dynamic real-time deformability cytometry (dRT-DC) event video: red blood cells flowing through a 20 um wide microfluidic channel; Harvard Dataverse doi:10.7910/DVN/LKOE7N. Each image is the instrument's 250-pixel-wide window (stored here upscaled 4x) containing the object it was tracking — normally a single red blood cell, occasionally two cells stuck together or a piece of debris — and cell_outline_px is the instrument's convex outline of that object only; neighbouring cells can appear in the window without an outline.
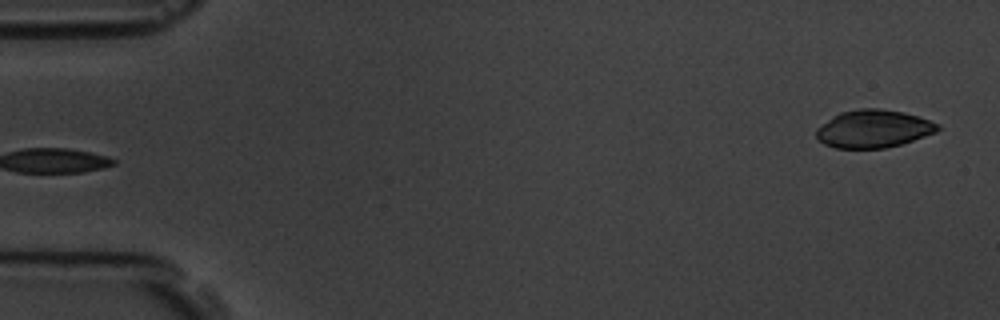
{"species": "common noctule bat (a hibernating species)", "species_latin": "Nyctalus noctula", "temperature_condition": "room temperature", "stored_images_in_passage": 4, "segment_of_instrument_passage": [2, 2], "camera_frame_rate_fps": 3000, "um_per_image_px": 0.085, "animal": {"sex": "male", "body_mass_g": 19.5, "forearm_length_mm": 54.6}, "frame": {"image": 1, "passage_image": 4, "time_ms": 3.667, "image_size_px": [1000, 320], "cell_outline_px": [[940, 128], [936, 132], [900, 144], [884, 148], [836, 148], [824, 144], [816, 136], [816, 128], [832, 116], [840, 112], [860, 108], [880, 108], [904, 112], [940, 124]], "centroid_in_image_um": [74.22, 10.94], "position_along_channel_um": 10.8, "area_um2": 26.65}}